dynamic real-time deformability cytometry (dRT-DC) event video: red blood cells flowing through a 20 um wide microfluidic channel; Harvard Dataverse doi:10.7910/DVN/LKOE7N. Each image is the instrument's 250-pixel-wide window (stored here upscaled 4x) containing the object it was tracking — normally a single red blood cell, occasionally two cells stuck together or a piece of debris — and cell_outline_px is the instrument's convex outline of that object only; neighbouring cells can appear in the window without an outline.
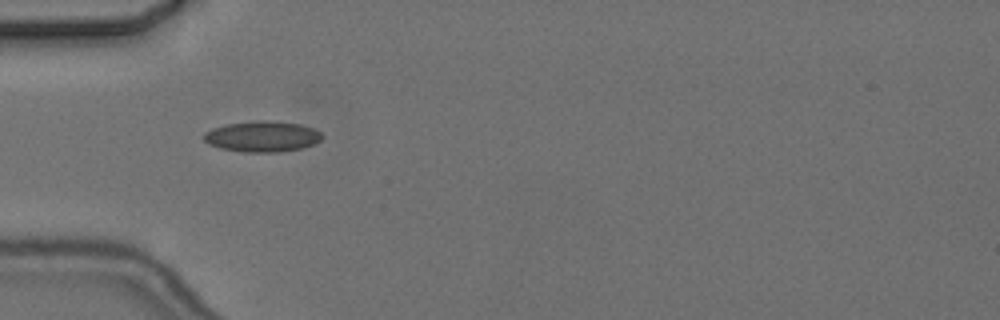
{"species": "common noctule bat (a hibernating species)", "species_latin": "Nyctalus noctula", "temperature_condition": "cold", "stored_images_in_passage": 5, "camera_frame_rate_fps": 3000, "um_per_image_px": 0.085, "animal": {"sex": "female", "body_mass_g": 24.6, "forearm_length_mm": 56.2}, "frame": {"image": 1, "passage_image": 4, "time_ms": 4.667, "image_size_px": [1000, 320], "cell_outline_px": [[324, 136], [320, 140], [312, 144], [300, 148], [280, 152], [244, 152], [220, 148], [208, 144], [204, 140], [204, 132], [212, 128], [228, 124], [256, 120], [268, 120], [300, 124], [312, 128], [320, 132]], "centroid_in_image_um": [22.27, 11.6], "position_along_channel_um": 62.7, "area_um2": 21.15}}
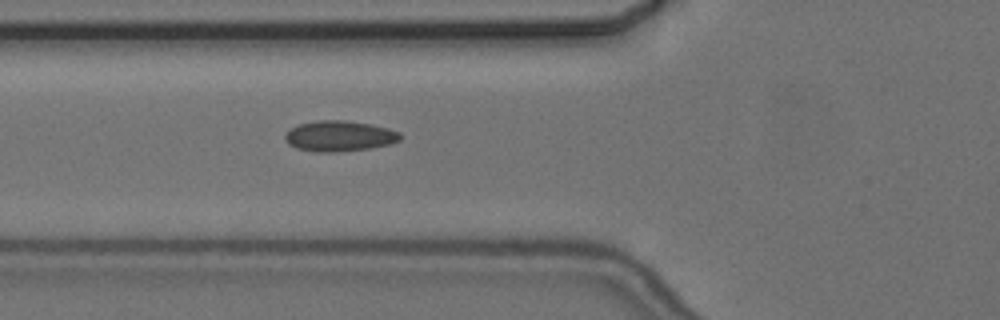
{"frame": {"image": 2, "passage_image": 5, "time_ms": 5.667, "image_size_px": [1000, 320], "cell_outline_px": [[400, 140], [388, 144], [368, 148], [332, 152], [316, 152], [296, 148], [288, 144], [284, 140], [284, 136], [292, 128], [300, 124], [316, 120], [344, 120], [372, 124], [388, 128], [400, 132]], "centroid_in_image_um": [28.83, 11.56], "position_along_channel_um": 97.0, "area_um2": 20.4}}